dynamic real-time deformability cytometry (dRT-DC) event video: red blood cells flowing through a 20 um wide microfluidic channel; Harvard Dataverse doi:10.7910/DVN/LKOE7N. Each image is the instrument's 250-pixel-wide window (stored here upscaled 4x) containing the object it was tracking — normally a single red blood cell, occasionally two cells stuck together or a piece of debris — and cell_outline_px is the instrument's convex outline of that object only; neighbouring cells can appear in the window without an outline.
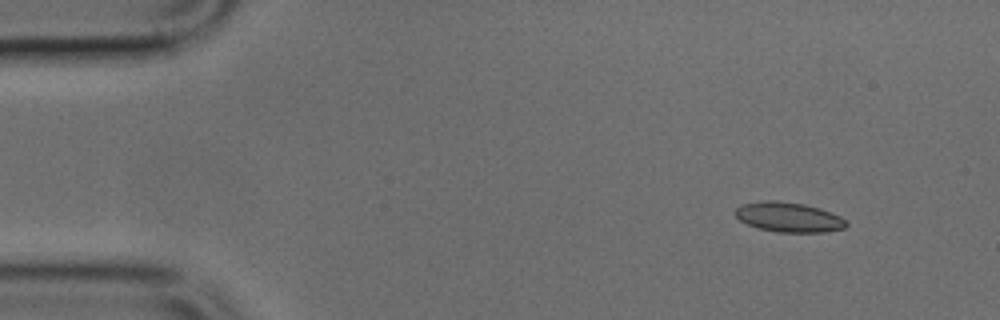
{"species": "common noctule bat (a hibernating species)", "species_latin": "Nyctalus noctula", "temperature_condition": "cold", "stored_images_in_passage": 3, "camera_frame_rate_fps": 3000, "um_per_image_px": 0.085, "animal": {"sex": "male", "body_mass_g": 17.9, "forearm_length_mm": 54.2}, "frame": {"image": 1, "passage_image": 1, "time_ms": 0.0, "image_size_px": [1000, 320], "cell_outline_px": [[848, 224], [844, 228], [824, 232], [776, 232], [760, 228], [748, 224], [740, 220], [736, 216], [736, 208], [744, 204], [764, 200], [776, 200], [804, 204], [820, 208], [832, 212], [848, 220]], "centroid_in_image_um": [67.09, 18.45], "position_along_channel_um": 17.9, "area_um2": 19.25}}
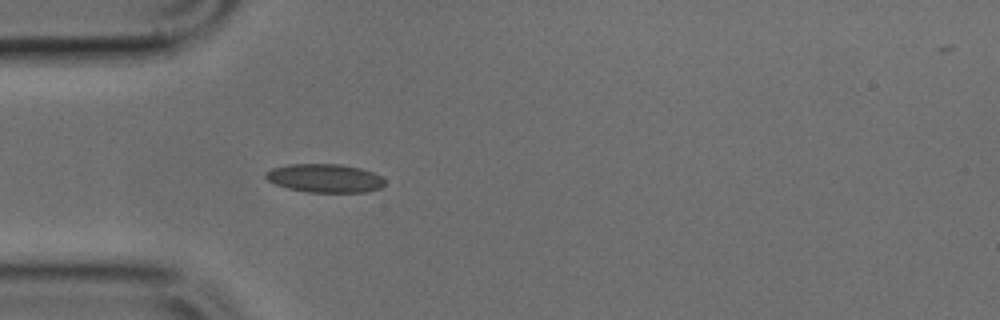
{"frame": {"image": 2, "passage_image": 3, "time_ms": 0.667, "image_size_px": [1000, 320], "cell_outline_px": [[384, 184], [380, 188], [364, 192], [308, 192], [288, 188], [276, 184], [268, 180], [264, 176], [264, 172], [272, 168], [288, 164], [340, 164], [360, 168], [372, 172], [380, 176], [384, 180]], "centroid_in_image_um": [27.58, 15.14], "position_along_channel_um": 57.4, "area_um2": 19.71}}